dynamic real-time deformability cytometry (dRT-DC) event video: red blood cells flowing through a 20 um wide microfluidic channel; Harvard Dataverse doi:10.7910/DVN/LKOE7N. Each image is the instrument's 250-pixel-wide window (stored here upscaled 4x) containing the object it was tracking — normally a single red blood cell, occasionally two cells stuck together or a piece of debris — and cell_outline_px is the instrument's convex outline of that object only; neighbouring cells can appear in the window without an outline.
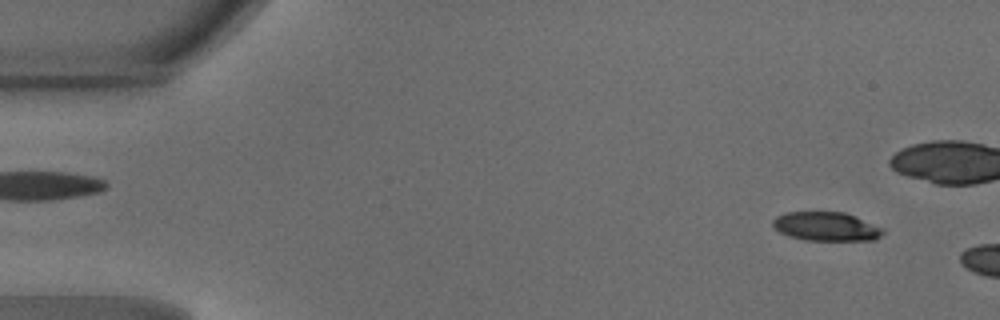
{"species": "common noctule bat (a hibernating species)", "species_latin": "Nyctalus noctula", "temperature_condition": "warm", "stored_images_in_passage": 4, "camera_frame_rate_fps": 3000, "um_per_image_px": 0.085, "animal": {"sex": "male", "body_mass_g": 18.8}, "frame": {"image": 1, "passage_image": 1, "time_ms": 0.0, "image_size_px": [1000, 320], "cell_outline_px": [[884, 232], [876, 240], [804, 240], [788, 236], [780, 232], [772, 224], [772, 220], [776, 216], [784, 212], [844, 212], [856, 216], [884, 228]], "centroid_in_image_um": [70.23, 19.25], "position_along_channel_um": 14.8, "area_um2": 18.67}}